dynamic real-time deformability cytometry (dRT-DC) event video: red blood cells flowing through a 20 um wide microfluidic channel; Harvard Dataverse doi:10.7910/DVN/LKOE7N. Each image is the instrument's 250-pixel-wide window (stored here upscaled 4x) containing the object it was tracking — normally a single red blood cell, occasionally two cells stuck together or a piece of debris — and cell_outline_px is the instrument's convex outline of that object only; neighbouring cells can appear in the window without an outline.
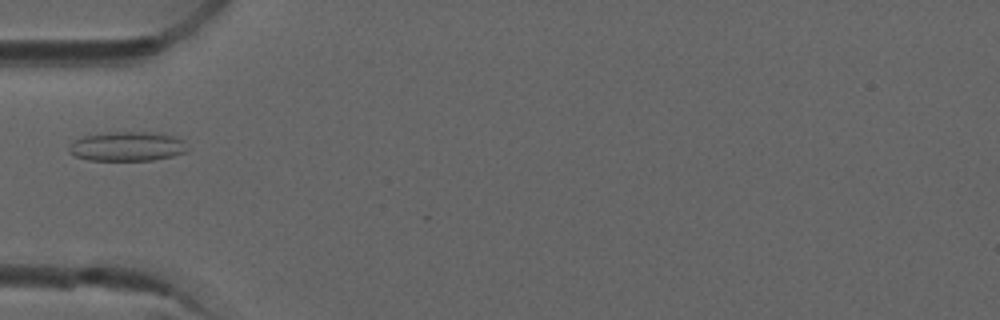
{"species": "common noctule bat (a hibernating species)", "species_latin": "Nyctalus noctula", "temperature_condition": "room temperature", "stored_images_in_passage": 4, "camera_frame_rate_fps": 3000, "um_per_image_px": 0.085, "animal": {"sex": "male", "forearm_length_mm": 52.5}, "frame": {"image": 1, "passage_image": 4, "time_ms": 1.0, "image_size_px": [1000, 320], "cell_outline_px": [[188, 148], [184, 152], [172, 156], [152, 160], [88, 160], [76, 156], [68, 152], [68, 148], [76, 140], [84, 136], [108, 132], [152, 132], [172, 136], [184, 140]], "centroid_in_image_um": [10.82, 12.44], "position_along_channel_um": 74.2, "area_um2": 20.11}}